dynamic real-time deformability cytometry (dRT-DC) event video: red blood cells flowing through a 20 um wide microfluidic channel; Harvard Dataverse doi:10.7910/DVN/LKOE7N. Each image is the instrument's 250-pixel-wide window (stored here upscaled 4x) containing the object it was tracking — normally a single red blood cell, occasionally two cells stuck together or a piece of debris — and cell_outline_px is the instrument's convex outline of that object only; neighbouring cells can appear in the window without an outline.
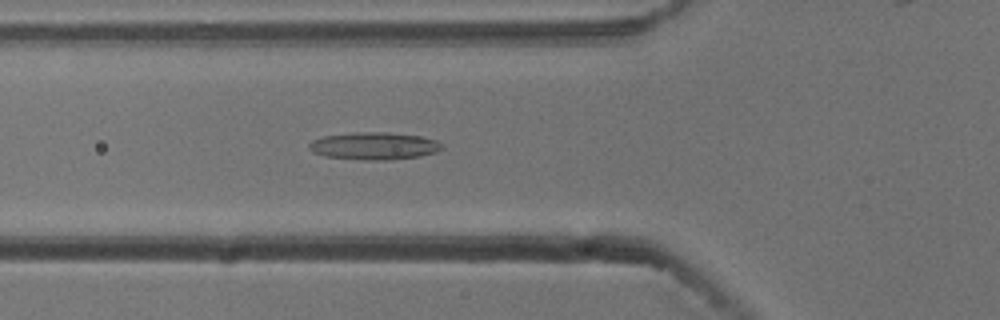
{"species": "common noctule bat (a hibernating species)", "species_latin": "Nyctalus noctula", "temperature_condition": "cold", "stored_images_in_passage": 49, "camera_frame_rate_fps": 3000, "um_per_image_px": 0.085, "animal": {"sex": "male", "body_mass_g": 13.3}, "frame": {"image": 1, "passage_image": 19, "time_ms": 6.0, "image_size_px": [1000, 320], "cell_outline_px": [[444, 148], [436, 152], [420, 156], [392, 160], [364, 160], [324, 156], [312, 152], [308, 148], [308, 144], [312, 140], [324, 136], [356, 132], [388, 132], [420, 136], [436, 140], [444, 144]], "centroid_in_image_um": [31.82, 12.41], "position_along_channel_um": 94.0, "area_um2": 21.44}}
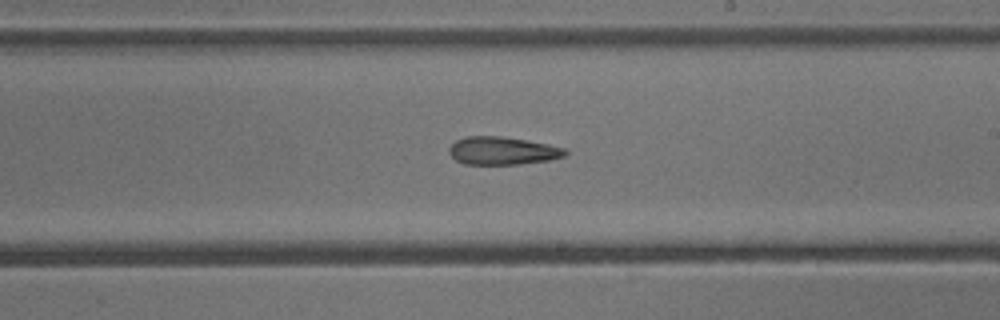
{"frame": {"image": 2, "passage_image": 31, "time_ms": 10.0, "image_size_px": [1000, 320], "cell_outline_px": [[568, 152], [564, 156], [552, 160], [520, 164], [464, 164], [456, 160], [448, 152], [448, 148], [456, 140], [464, 136], [500, 136], [548, 144], [564, 148]], "centroid_in_image_um": [42.7, 12.82], "position_along_channel_um": 246.3, "area_um2": 18.9}}
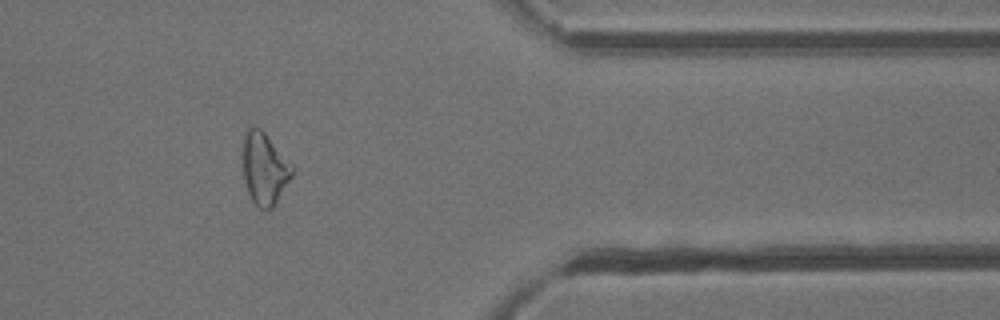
{"frame": {"image": 3, "passage_image": 44, "time_ms": 14.333, "image_size_px": [1000, 320], "cell_outline_px": [[292, 176], [276, 204], [268, 212], [260, 208], [252, 200], [248, 192], [244, 180], [244, 136], [248, 128], [260, 128], [264, 132], [292, 164]], "centroid_in_image_um": [22.5, 14.38], "position_along_channel_um": 388.9, "area_um2": 20.35}}